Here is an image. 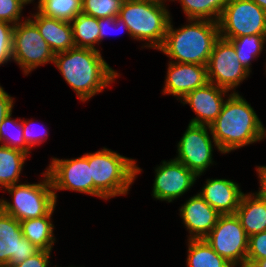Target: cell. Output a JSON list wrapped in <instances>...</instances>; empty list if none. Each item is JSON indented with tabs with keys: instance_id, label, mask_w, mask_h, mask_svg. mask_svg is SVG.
<instances>
[{
	"instance_id": "6da1fadb",
	"label": "cell",
	"mask_w": 266,
	"mask_h": 267,
	"mask_svg": "<svg viewBox=\"0 0 266 267\" xmlns=\"http://www.w3.org/2000/svg\"><path fill=\"white\" fill-rule=\"evenodd\" d=\"M53 64L83 103L102 93L122 75L103 59L100 51L89 48L58 52Z\"/></svg>"
},
{
	"instance_id": "7a4b0ae2",
	"label": "cell",
	"mask_w": 266,
	"mask_h": 267,
	"mask_svg": "<svg viewBox=\"0 0 266 267\" xmlns=\"http://www.w3.org/2000/svg\"><path fill=\"white\" fill-rule=\"evenodd\" d=\"M209 127L224 155L266 139L263 122L239 92L227 97L221 113Z\"/></svg>"
},
{
	"instance_id": "3957f363",
	"label": "cell",
	"mask_w": 266,
	"mask_h": 267,
	"mask_svg": "<svg viewBox=\"0 0 266 267\" xmlns=\"http://www.w3.org/2000/svg\"><path fill=\"white\" fill-rule=\"evenodd\" d=\"M171 17L161 48L169 61L207 66L215 42L220 38L218 22L205 19H187L178 28Z\"/></svg>"
},
{
	"instance_id": "277c9868",
	"label": "cell",
	"mask_w": 266,
	"mask_h": 267,
	"mask_svg": "<svg viewBox=\"0 0 266 267\" xmlns=\"http://www.w3.org/2000/svg\"><path fill=\"white\" fill-rule=\"evenodd\" d=\"M136 161L105 146L96 152H89L93 196L107 201L129 194L132 184L143 170Z\"/></svg>"
},
{
	"instance_id": "5b68a950",
	"label": "cell",
	"mask_w": 266,
	"mask_h": 267,
	"mask_svg": "<svg viewBox=\"0 0 266 267\" xmlns=\"http://www.w3.org/2000/svg\"><path fill=\"white\" fill-rule=\"evenodd\" d=\"M118 17L128 26L132 40L144 42L142 49L159 50L172 15L163 1L124 0Z\"/></svg>"
},
{
	"instance_id": "8992f818",
	"label": "cell",
	"mask_w": 266,
	"mask_h": 267,
	"mask_svg": "<svg viewBox=\"0 0 266 267\" xmlns=\"http://www.w3.org/2000/svg\"><path fill=\"white\" fill-rule=\"evenodd\" d=\"M39 182L18 183L6 187L12 200L0 198V209L18 221L40 218L47 215L56 205L52 182L48 172L43 171Z\"/></svg>"
},
{
	"instance_id": "52a82bcc",
	"label": "cell",
	"mask_w": 266,
	"mask_h": 267,
	"mask_svg": "<svg viewBox=\"0 0 266 267\" xmlns=\"http://www.w3.org/2000/svg\"><path fill=\"white\" fill-rule=\"evenodd\" d=\"M175 160L181 162L197 175V179L206 173L216 162L213 158L214 149L223 154L214 140L210 127L207 125L188 124L177 143Z\"/></svg>"
},
{
	"instance_id": "ba28073f",
	"label": "cell",
	"mask_w": 266,
	"mask_h": 267,
	"mask_svg": "<svg viewBox=\"0 0 266 267\" xmlns=\"http://www.w3.org/2000/svg\"><path fill=\"white\" fill-rule=\"evenodd\" d=\"M54 56L37 26L28 17L14 25L13 62L19 65L24 76L40 66L53 63Z\"/></svg>"
},
{
	"instance_id": "9c48e42d",
	"label": "cell",
	"mask_w": 266,
	"mask_h": 267,
	"mask_svg": "<svg viewBox=\"0 0 266 267\" xmlns=\"http://www.w3.org/2000/svg\"><path fill=\"white\" fill-rule=\"evenodd\" d=\"M218 24L223 39L266 35V12L252 0H227Z\"/></svg>"
},
{
	"instance_id": "30bf717a",
	"label": "cell",
	"mask_w": 266,
	"mask_h": 267,
	"mask_svg": "<svg viewBox=\"0 0 266 267\" xmlns=\"http://www.w3.org/2000/svg\"><path fill=\"white\" fill-rule=\"evenodd\" d=\"M211 248L233 266L246 261L249 237L236 214L220 215L204 238Z\"/></svg>"
},
{
	"instance_id": "8fae6325",
	"label": "cell",
	"mask_w": 266,
	"mask_h": 267,
	"mask_svg": "<svg viewBox=\"0 0 266 267\" xmlns=\"http://www.w3.org/2000/svg\"><path fill=\"white\" fill-rule=\"evenodd\" d=\"M207 75L209 83L226 89L230 93H238L236 88L247 80L250 72L242 66L233 44L220 37L215 42L209 57Z\"/></svg>"
},
{
	"instance_id": "7c38bea8",
	"label": "cell",
	"mask_w": 266,
	"mask_h": 267,
	"mask_svg": "<svg viewBox=\"0 0 266 267\" xmlns=\"http://www.w3.org/2000/svg\"><path fill=\"white\" fill-rule=\"evenodd\" d=\"M45 168L48 172L57 202L58 191H75L93 196V180L89 167V153L77 158L59 159L51 157Z\"/></svg>"
},
{
	"instance_id": "4fadbf2b",
	"label": "cell",
	"mask_w": 266,
	"mask_h": 267,
	"mask_svg": "<svg viewBox=\"0 0 266 267\" xmlns=\"http://www.w3.org/2000/svg\"><path fill=\"white\" fill-rule=\"evenodd\" d=\"M152 198L173 203L195 185L197 175L174 158L162 160L154 169Z\"/></svg>"
},
{
	"instance_id": "5bb4252c",
	"label": "cell",
	"mask_w": 266,
	"mask_h": 267,
	"mask_svg": "<svg viewBox=\"0 0 266 267\" xmlns=\"http://www.w3.org/2000/svg\"><path fill=\"white\" fill-rule=\"evenodd\" d=\"M39 250L23 237L20 221L0 209V266L20 264Z\"/></svg>"
},
{
	"instance_id": "9a60e30c",
	"label": "cell",
	"mask_w": 266,
	"mask_h": 267,
	"mask_svg": "<svg viewBox=\"0 0 266 267\" xmlns=\"http://www.w3.org/2000/svg\"><path fill=\"white\" fill-rule=\"evenodd\" d=\"M230 94L228 90L208 82L205 86L188 93L180 103L183 106L188 104L196 115L189 121L190 124L209 126L221 113Z\"/></svg>"
},
{
	"instance_id": "2e32d148",
	"label": "cell",
	"mask_w": 266,
	"mask_h": 267,
	"mask_svg": "<svg viewBox=\"0 0 266 267\" xmlns=\"http://www.w3.org/2000/svg\"><path fill=\"white\" fill-rule=\"evenodd\" d=\"M163 95H172L181 101L191 91L205 86L208 81L207 66L168 61Z\"/></svg>"
},
{
	"instance_id": "e0dca14e",
	"label": "cell",
	"mask_w": 266,
	"mask_h": 267,
	"mask_svg": "<svg viewBox=\"0 0 266 267\" xmlns=\"http://www.w3.org/2000/svg\"><path fill=\"white\" fill-rule=\"evenodd\" d=\"M182 224L188 231L187 238L204 239L216 225L220 214L197 192L179 207Z\"/></svg>"
},
{
	"instance_id": "ac0fdd59",
	"label": "cell",
	"mask_w": 266,
	"mask_h": 267,
	"mask_svg": "<svg viewBox=\"0 0 266 267\" xmlns=\"http://www.w3.org/2000/svg\"><path fill=\"white\" fill-rule=\"evenodd\" d=\"M198 193L220 215L235 214L244 194L240 184L229 178H208Z\"/></svg>"
},
{
	"instance_id": "d6986e66",
	"label": "cell",
	"mask_w": 266,
	"mask_h": 267,
	"mask_svg": "<svg viewBox=\"0 0 266 267\" xmlns=\"http://www.w3.org/2000/svg\"><path fill=\"white\" fill-rule=\"evenodd\" d=\"M28 18L37 26L40 35L54 54L75 48L71 22L58 20L41 14L38 10Z\"/></svg>"
},
{
	"instance_id": "ffe728a7",
	"label": "cell",
	"mask_w": 266,
	"mask_h": 267,
	"mask_svg": "<svg viewBox=\"0 0 266 267\" xmlns=\"http://www.w3.org/2000/svg\"><path fill=\"white\" fill-rule=\"evenodd\" d=\"M248 237L266 231V200L244 193L235 212Z\"/></svg>"
},
{
	"instance_id": "44dd1931",
	"label": "cell",
	"mask_w": 266,
	"mask_h": 267,
	"mask_svg": "<svg viewBox=\"0 0 266 267\" xmlns=\"http://www.w3.org/2000/svg\"><path fill=\"white\" fill-rule=\"evenodd\" d=\"M56 206L45 216L20 221L23 237L40 250L52 251L57 242L52 221Z\"/></svg>"
},
{
	"instance_id": "7402d4cb",
	"label": "cell",
	"mask_w": 266,
	"mask_h": 267,
	"mask_svg": "<svg viewBox=\"0 0 266 267\" xmlns=\"http://www.w3.org/2000/svg\"><path fill=\"white\" fill-rule=\"evenodd\" d=\"M28 154L21 150L9 148L0 144V189L21 183L20 175L23 172L24 164Z\"/></svg>"
},
{
	"instance_id": "603a6c76",
	"label": "cell",
	"mask_w": 266,
	"mask_h": 267,
	"mask_svg": "<svg viewBox=\"0 0 266 267\" xmlns=\"http://www.w3.org/2000/svg\"><path fill=\"white\" fill-rule=\"evenodd\" d=\"M187 267H233L219 256L205 239H187Z\"/></svg>"
},
{
	"instance_id": "cb8c5ba5",
	"label": "cell",
	"mask_w": 266,
	"mask_h": 267,
	"mask_svg": "<svg viewBox=\"0 0 266 267\" xmlns=\"http://www.w3.org/2000/svg\"><path fill=\"white\" fill-rule=\"evenodd\" d=\"M71 25L74 44L77 48L100 50L98 18L80 13L71 21Z\"/></svg>"
},
{
	"instance_id": "d4e9b609",
	"label": "cell",
	"mask_w": 266,
	"mask_h": 267,
	"mask_svg": "<svg viewBox=\"0 0 266 267\" xmlns=\"http://www.w3.org/2000/svg\"><path fill=\"white\" fill-rule=\"evenodd\" d=\"M178 1L186 19H205L218 22L227 0H172Z\"/></svg>"
},
{
	"instance_id": "484cf974",
	"label": "cell",
	"mask_w": 266,
	"mask_h": 267,
	"mask_svg": "<svg viewBox=\"0 0 266 267\" xmlns=\"http://www.w3.org/2000/svg\"><path fill=\"white\" fill-rule=\"evenodd\" d=\"M226 40L233 44L239 61L250 73L252 72V61L258 60L261 53L266 51V35H250Z\"/></svg>"
},
{
	"instance_id": "4316f807",
	"label": "cell",
	"mask_w": 266,
	"mask_h": 267,
	"mask_svg": "<svg viewBox=\"0 0 266 267\" xmlns=\"http://www.w3.org/2000/svg\"><path fill=\"white\" fill-rule=\"evenodd\" d=\"M0 144L31 154V149L24 141L22 118H12V112L0 124Z\"/></svg>"
},
{
	"instance_id": "83f0119b",
	"label": "cell",
	"mask_w": 266,
	"mask_h": 267,
	"mask_svg": "<svg viewBox=\"0 0 266 267\" xmlns=\"http://www.w3.org/2000/svg\"><path fill=\"white\" fill-rule=\"evenodd\" d=\"M41 14L71 22L82 11V0H45L37 9Z\"/></svg>"
},
{
	"instance_id": "f1b7e54d",
	"label": "cell",
	"mask_w": 266,
	"mask_h": 267,
	"mask_svg": "<svg viewBox=\"0 0 266 267\" xmlns=\"http://www.w3.org/2000/svg\"><path fill=\"white\" fill-rule=\"evenodd\" d=\"M124 0H82L81 13L95 17H118Z\"/></svg>"
},
{
	"instance_id": "f546056e",
	"label": "cell",
	"mask_w": 266,
	"mask_h": 267,
	"mask_svg": "<svg viewBox=\"0 0 266 267\" xmlns=\"http://www.w3.org/2000/svg\"><path fill=\"white\" fill-rule=\"evenodd\" d=\"M36 123L37 122H34L33 119L27 120L22 118L24 141L31 150H33L32 148H35L36 146L43 144V142H46L48 136L50 135L46 127L41 126L39 128L37 125L36 128Z\"/></svg>"
},
{
	"instance_id": "4dcf8cb0",
	"label": "cell",
	"mask_w": 266,
	"mask_h": 267,
	"mask_svg": "<svg viewBox=\"0 0 266 267\" xmlns=\"http://www.w3.org/2000/svg\"><path fill=\"white\" fill-rule=\"evenodd\" d=\"M14 25L0 20V67L13 61Z\"/></svg>"
},
{
	"instance_id": "1f68e13d",
	"label": "cell",
	"mask_w": 266,
	"mask_h": 267,
	"mask_svg": "<svg viewBox=\"0 0 266 267\" xmlns=\"http://www.w3.org/2000/svg\"><path fill=\"white\" fill-rule=\"evenodd\" d=\"M24 8L20 0H0V20L16 25L25 19Z\"/></svg>"
},
{
	"instance_id": "d6a6232c",
	"label": "cell",
	"mask_w": 266,
	"mask_h": 267,
	"mask_svg": "<svg viewBox=\"0 0 266 267\" xmlns=\"http://www.w3.org/2000/svg\"><path fill=\"white\" fill-rule=\"evenodd\" d=\"M266 259V231L249 237L246 260L256 263Z\"/></svg>"
},
{
	"instance_id": "836d02e7",
	"label": "cell",
	"mask_w": 266,
	"mask_h": 267,
	"mask_svg": "<svg viewBox=\"0 0 266 267\" xmlns=\"http://www.w3.org/2000/svg\"><path fill=\"white\" fill-rule=\"evenodd\" d=\"M98 25H99V45L103 41V39L107 38L111 33L123 32L124 30L129 34V28L124 23V21L119 17H105V18H98ZM114 33V34H115ZM109 34V35H108Z\"/></svg>"
},
{
	"instance_id": "e575fe53",
	"label": "cell",
	"mask_w": 266,
	"mask_h": 267,
	"mask_svg": "<svg viewBox=\"0 0 266 267\" xmlns=\"http://www.w3.org/2000/svg\"><path fill=\"white\" fill-rule=\"evenodd\" d=\"M51 252L52 251L39 250L31 257L24 260L22 263L10 265L9 267H49L52 265V263L50 262V257L52 254Z\"/></svg>"
},
{
	"instance_id": "d590c367",
	"label": "cell",
	"mask_w": 266,
	"mask_h": 267,
	"mask_svg": "<svg viewBox=\"0 0 266 267\" xmlns=\"http://www.w3.org/2000/svg\"><path fill=\"white\" fill-rule=\"evenodd\" d=\"M14 102L15 98L0 85V124L9 113L13 112Z\"/></svg>"
},
{
	"instance_id": "8d00e7d4",
	"label": "cell",
	"mask_w": 266,
	"mask_h": 267,
	"mask_svg": "<svg viewBox=\"0 0 266 267\" xmlns=\"http://www.w3.org/2000/svg\"><path fill=\"white\" fill-rule=\"evenodd\" d=\"M259 179L258 191L253 192L257 197L266 200V165H259L255 168Z\"/></svg>"
},
{
	"instance_id": "74e56055",
	"label": "cell",
	"mask_w": 266,
	"mask_h": 267,
	"mask_svg": "<svg viewBox=\"0 0 266 267\" xmlns=\"http://www.w3.org/2000/svg\"><path fill=\"white\" fill-rule=\"evenodd\" d=\"M21 1V3H22V5L25 7L27 4H31V3H33L34 4V2L36 1H34V0H20ZM44 1L45 0H38V2H36V3H38V4H36V10L44 3Z\"/></svg>"
},
{
	"instance_id": "f35d334b",
	"label": "cell",
	"mask_w": 266,
	"mask_h": 267,
	"mask_svg": "<svg viewBox=\"0 0 266 267\" xmlns=\"http://www.w3.org/2000/svg\"><path fill=\"white\" fill-rule=\"evenodd\" d=\"M233 267H258L256 263L249 262V261H243L242 263L235 265Z\"/></svg>"
},
{
	"instance_id": "ab89813d",
	"label": "cell",
	"mask_w": 266,
	"mask_h": 267,
	"mask_svg": "<svg viewBox=\"0 0 266 267\" xmlns=\"http://www.w3.org/2000/svg\"><path fill=\"white\" fill-rule=\"evenodd\" d=\"M266 12V0H252Z\"/></svg>"
},
{
	"instance_id": "60d3db41",
	"label": "cell",
	"mask_w": 266,
	"mask_h": 267,
	"mask_svg": "<svg viewBox=\"0 0 266 267\" xmlns=\"http://www.w3.org/2000/svg\"><path fill=\"white\" fill-rule=\"evenodd\" d=\"M256 264L258 265V267H266V259L259 260L256 262Z\"/></svg>"
},
{
	"instance_id": "b9f144b4",
	"label": "cell",
	"mask_w": 266,
	"mask_h": 267,
	"mask_svg": "<svg viewBox=\"0 0 266 267\" xmlns=\"http://www.w3.org/2000/svg\"><path fill=\"white\" fill-rule=\"evenodd\" d=\"M54 267H62V266H57V265H54ZM68 267H76V266H68ZM78 267V266H77ZM80 267V266H79ZM82 267V266H81Z\"/></svg>"
},
{
	"instance_id": "7bdbcfd3",
	"label": "cell",
	"mask_w": 266,
	"mask_h": 267,
	"mask_svg": "<svg viewBox=\"0 0 266 267\" xmlns=\"http://www.w3.org/2000/svg\"><path fill=\"white\" fill-rule=\"evenodd\" d=\"M159 1H163V2H171L172 0H159Z\"/></svg>"
}]
</instances>
